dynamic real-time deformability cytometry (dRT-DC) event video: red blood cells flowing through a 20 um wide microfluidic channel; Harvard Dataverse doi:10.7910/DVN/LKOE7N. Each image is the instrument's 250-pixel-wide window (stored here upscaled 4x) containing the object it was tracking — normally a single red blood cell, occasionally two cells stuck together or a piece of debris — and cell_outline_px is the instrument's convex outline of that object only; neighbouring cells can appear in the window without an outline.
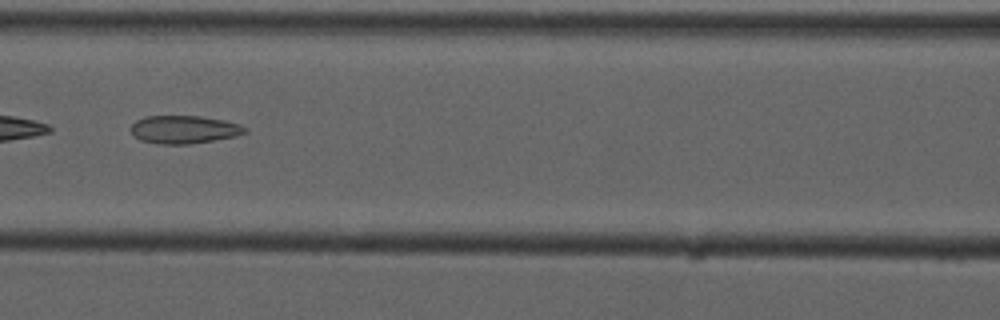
{"species": "common noctule bat (a hibernating species)", "species_latin": "Nyctalus noctula", "temperature_condition": "cold", "stored_images_in_passage": 8, "camera_frame_rate_fps": 3000, "um_per_image_px": 0.085, "animal": {"sex": "male", "forearm_length_mm": 52.5}, "frame": {"image": 1, "passage_image": 6, "time_ms": 6.667, "image_size_px": [1000, 320], "cell_outline_px": [[248, 132], [236, 136], [188, 144], [160, 144], [140, 140], [132, 136], [132, 124], [136, 120], [144, 116], [200, 116], [224, 120], [240, 124], [248, 128]], "centroid_in_image_um": [15.65, 11.0], "position_along_channel_um": 151.0, "area_um2": 18.67}}
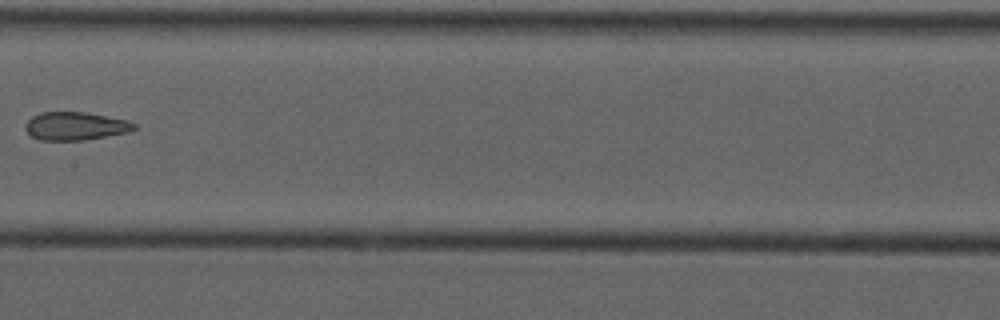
{"frame": {"image": 2, "passage_image": 7, "time_ms": 8.0, "image_size_px": [1000, 320], "cell_outline_px": [[136, 128], [132, 132], [84, 140], [40, 140], [32, 136], [24, 128], [24, 124], [32, 116], [40, 112], [84, 112], [128, 120], [136, 124]], "centroid_in_image_um": [6.43, 10.72], "position_along_channel_um": 201.0, "area_um2": 17.98}}
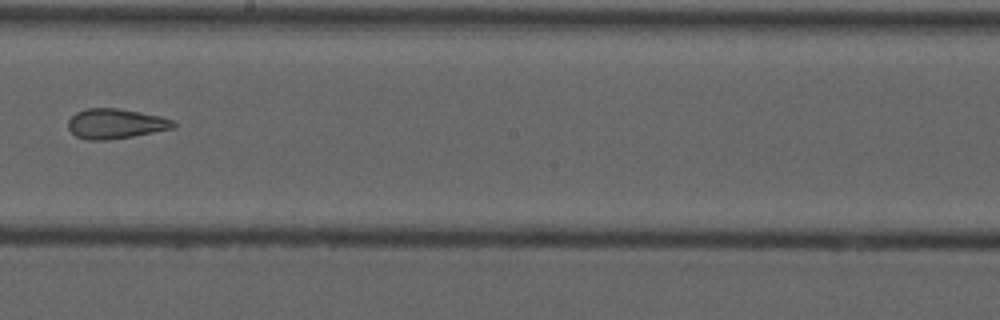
{"frame": {"image": 3, "passage_image": 8, "time_ms": 9.0, "image_size_px": [1000, 320], "cell_outline_px": [[176, 128], [132, 136], [108, 140], [88, 140], [76, 136], [68, 128], [68, 120], [76, 112], [88, 108], [116, 108], [160, 116], [172, 120], [176, 124]], "centroid_in_image_um": [9.82, 10.52], "position_along_channel_um": 238.4, "area_um2": 18.26}}